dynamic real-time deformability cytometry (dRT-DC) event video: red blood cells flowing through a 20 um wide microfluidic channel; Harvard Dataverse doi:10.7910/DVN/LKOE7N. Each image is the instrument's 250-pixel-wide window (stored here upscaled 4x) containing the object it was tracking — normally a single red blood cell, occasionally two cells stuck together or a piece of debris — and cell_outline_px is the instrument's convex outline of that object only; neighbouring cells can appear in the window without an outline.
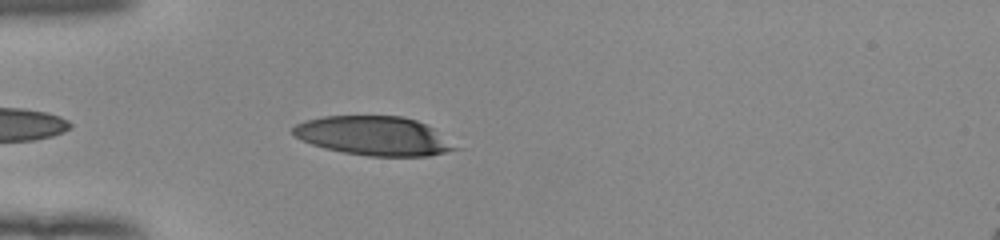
{"species": "human", "species_latin": "Homo sapiens", "temperature_condition": "room temperature", "stored_images_in_passage": 37, "camera_frame_rate_fps": 3000, "um_per_image_px": 0.085, "donor": {"sex": "female"}, "frame": {"image": 1, "passage_image": 3, "time_ms": 0.667, "image_size_px": [1000, 240], "cell_outline_px": [[460, 148], [428, 156], [368, 156], [344, 152], [324, 148], [300, 140], [292, 136], [292, 128], [296, 124], [304, 120], [324, 116], [404, 116], [416, 120], [432, 128]], "centroid_in_image_um": [31.71, 11.54], "position_along_channel_um": 53.3, "area_um2": 36.82}}
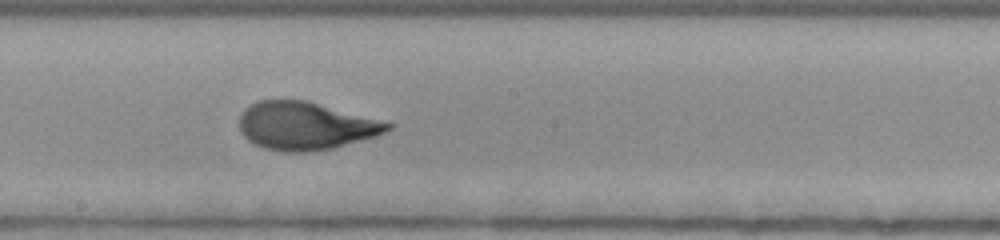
{"frame": {"image": 2, "passage_image": 17, "time_ms": 5.333, "image_size_px": [1000, 240], "cell_outline_px": [[396, 124], [392, 128], [384, 132], [372, 136], [332, 148], [308, 152], [284, 152], [264, 148], [248, 140], [240, 132], [240, 116], [244, 108], [260, 100], [304, 100]], "centroid_in_image_um": [25.93, 10.7], "position_along_channel_um": 222.3, "area_um2": 40.86}}
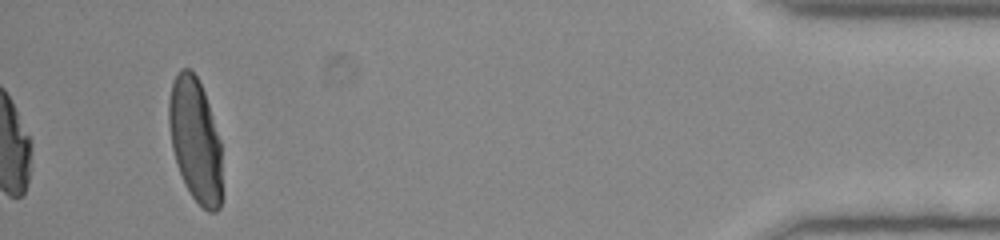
{"frame": {"image": 3, "passage_image": 37, "time_ms": 12.0, "image_size_px": [1000, 240], "cell_outline_px": [[220, 208], [216, 212], [208, 212], [192, 196], [184, 184], [176, 164], [172, 148], [168, 124], [168, 100], [172, 80], [180, 68], [188, 68], [196, 76], [204, 92], [220, 140]], "centroid_in_image_um": [16.56, 11.87], "position_along_channel_um": 418.6, "area_um2": 38.15}, "authors_computed_cell_mechanics": {"area_um2": 40.8068, "velocity_mm_per_s": 3.9241, "shape_relaxation_time_tau1_ms": 6.2653, "shape_relaxation_time_tau2_ms": 0.743, "deformation_change_tau1": 0.2588, "deformation_change_tau2": 0.0737}}